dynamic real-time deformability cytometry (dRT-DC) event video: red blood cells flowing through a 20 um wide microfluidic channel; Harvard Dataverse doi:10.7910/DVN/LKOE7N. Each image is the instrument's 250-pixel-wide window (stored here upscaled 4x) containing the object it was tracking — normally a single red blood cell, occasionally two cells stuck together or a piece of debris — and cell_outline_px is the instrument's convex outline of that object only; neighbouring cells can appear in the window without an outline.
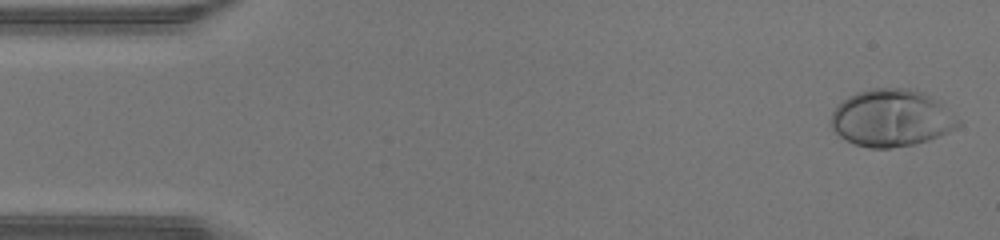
{"species": "human", "species_latin": "Homo sapiens", "temperature_condition": "warm", "stored_images_in_passage": 12, "camera_frame_rate_fps": 3000, "um_per_image_px": 0.085, "donor": {"sex": "male"}, "frame": {"image": 1, "passage_image": 1, "time_ms": 0.0, "image_size_px": [1000, 240], "cell_outline_px": [[960, 124], [956, 128], [948, 132], [928, 140], [916, 144], [888, 148], [868, 148], [856, 144], [840, 136], [832, 128], [832, 112], [848, 96], [856, 92], [872, 88], [916, 88], [940, 100], [960, 120]], "centroid_in_image_um": [75.82, 10.01], "position_along_channel_um": 9.2, "area_um2": 42.48}}